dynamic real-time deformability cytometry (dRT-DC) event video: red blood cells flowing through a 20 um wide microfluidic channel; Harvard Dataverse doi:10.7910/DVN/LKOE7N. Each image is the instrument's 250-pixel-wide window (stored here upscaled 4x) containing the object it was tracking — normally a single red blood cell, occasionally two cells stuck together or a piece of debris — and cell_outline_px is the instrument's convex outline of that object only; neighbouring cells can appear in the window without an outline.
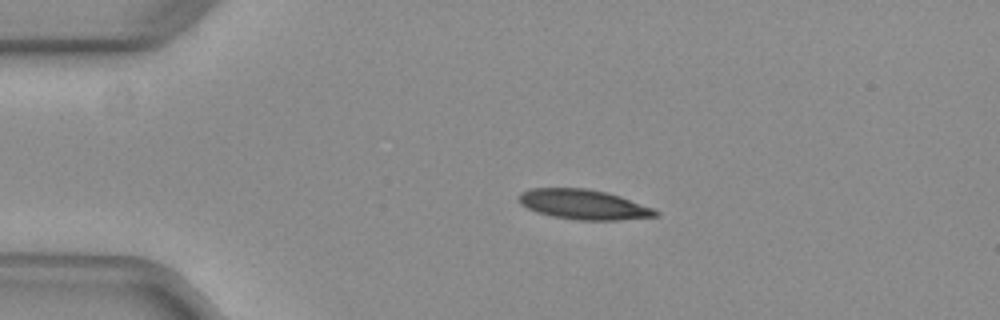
{"species": "common noctule bat (a hibernating species)", "species_latin": "Nyctalus noctula", "temperature_condition": "warm", "stored_images_in_passage": 3, "camera_frame_rate_fps": 3000, "um_per_image_px": 0.085, "animal": {"sex": "female", "body_mass_g": 29.2, "forearm_length_mm": 56.3}, "frame": {"image": 1, "passage_image": 1, "time_ms": 0.0, "image_size_px": [1000, 320], "cell_outline_px": [[660, 216], [616, 220], [580, 220], [552, 216], [536, 212], [520, 204], [516, 200], [520, 192], [528, 188], [588, 188], [620, 196], [656, 208], [660, 212]], "centroid_in_image_um": [49.61, 17.37], "position_along_channel_um": 35.4, "area_um2": 24.1}}